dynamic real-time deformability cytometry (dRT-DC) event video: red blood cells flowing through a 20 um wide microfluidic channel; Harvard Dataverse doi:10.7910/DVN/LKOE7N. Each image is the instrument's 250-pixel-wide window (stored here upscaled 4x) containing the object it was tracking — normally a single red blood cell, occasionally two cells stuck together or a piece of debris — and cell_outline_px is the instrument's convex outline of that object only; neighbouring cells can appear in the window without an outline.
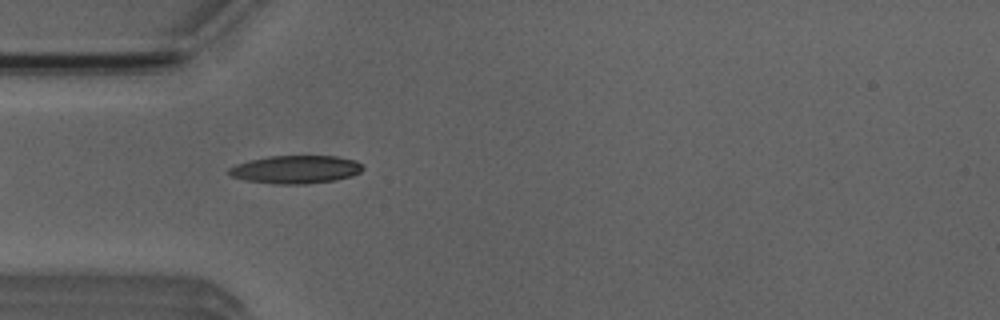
{"species": "Egyptian fruit bat (a non-hibernating species)", "species_latin": "Rousettus aegyptiacus", "temperature_condition": "room temperature", "stored_images_in_passage": 2, "camera_frame_rate_fps": 3000, "um_per_image_px": 0.085, "animal": {"sex": "male"}, "frame": {"image": 1, "passage_image": 1, "time_ms": 0.0, "image_size_px": [1000, 320], "cell_outline_px": [[364, 168], [360, 172], [352, 176], [336, 180], [304, 184], [272, 184], [244, 180], [232, 176], [228, 172], [228, 168], [236, 164], [248, 160], [268, 156], [336, 156], [356, 160]], "centroid_in_image_um": [25.12, 14.4], "position_along_channel_um": 59.9, "area_um2": 22.02}}